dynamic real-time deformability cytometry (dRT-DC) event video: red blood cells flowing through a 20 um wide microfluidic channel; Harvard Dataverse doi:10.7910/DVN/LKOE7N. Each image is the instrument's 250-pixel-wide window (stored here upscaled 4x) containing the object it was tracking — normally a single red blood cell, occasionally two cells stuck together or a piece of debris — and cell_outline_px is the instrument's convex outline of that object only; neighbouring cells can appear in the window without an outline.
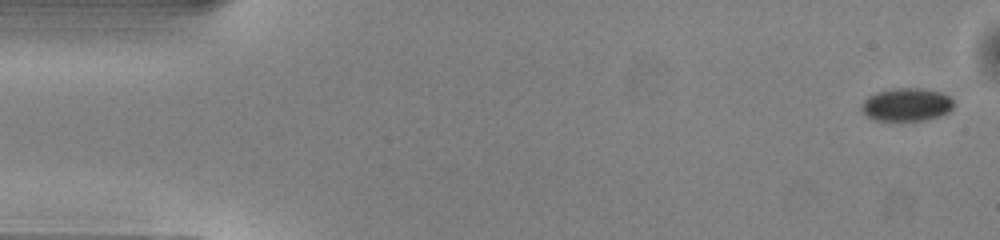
{"species": "common noctule bat (a hibernating species)", "species_latin": "Nyctalus noctula", "temperature_condition": "warm", "stored_images_in_passage": 50, "camera_frame_rate_fps": 3000, "um_per_image_px": 0.085, "animal": {"sex": "male", "body_mass_g": 13.0, "forearm_length_mm": 53.1}, "frame": {"image": 1, "passage_image": 1, "time_ms": 0.0, "image_size_px": [1000, 240], "cell_outline_px": [[952, 108], [948, 112], [940, 116], [924, 120], [876, 120], [868, 116], [860, 108], [864, 100], [868, 96], [876, 92], [892, 88], [920, 88], [940, 92], [948, 96], [952, 100]], "centroid_in_image_um": [77.04, 8.88], "position_along_channel_um": 8.0, "area_um2": 17.57}}
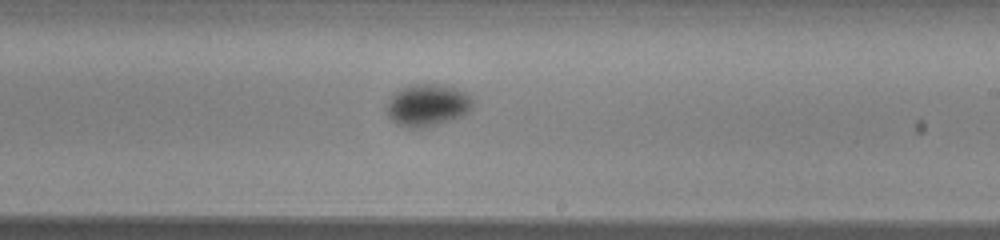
{"frame": {"image": 2, "passage_image": 29, "time_ms": 9.333, "image_size_px": [1000, 240], "cell_outline_px": [[472, 108], [468, 112], [460, 116], [424, 128], [408, 128], [396, 124], [388, 116], [388, 104], [392, 96], [400, 88], [412, 84], [444, 84], [468, 92], [472, 96]], "centroid_in_image_um": [36.36, 8.92], "position_along_channel_um": 252.6, "area_um2": 21.1}}
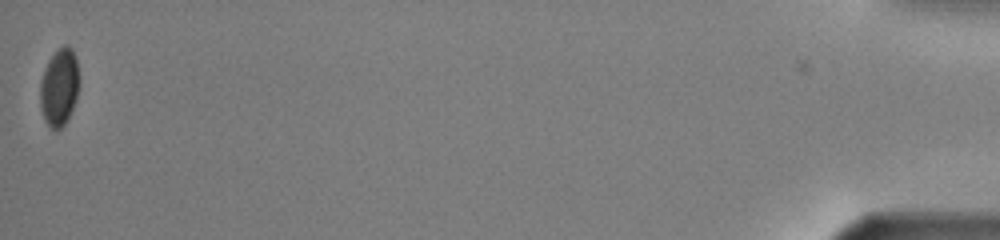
{"frame": {"image": 3, "passage_image": 50, "time_ms": 16.333, "image_size_px": [1000, 240], "cell_outline_px": [[80, 80], [76, 96], [72, 108], [64, 124], [60, 128], [52, 128], [44, 120], [40, 104], [40, 80], [44, 68], [48, 60], [64, 44], [68, 44], [72, 48], [76, 56]], "centroid_in_image_um": [5.04, 7.35], "position_along_channel_um": 430.2, "area_um2": 17.57}, "authors_computed_cell_mechanics": {"area_um2": 19.2185, "velocity_mm_per_s": 4.0396, "shape_relaxation_time_tau1_ms": 3.5602, "shape_relaxation_time_tau2_ms": null, "deformation_change_tau1": 0.0685, "deformation_change_tau2": null}}